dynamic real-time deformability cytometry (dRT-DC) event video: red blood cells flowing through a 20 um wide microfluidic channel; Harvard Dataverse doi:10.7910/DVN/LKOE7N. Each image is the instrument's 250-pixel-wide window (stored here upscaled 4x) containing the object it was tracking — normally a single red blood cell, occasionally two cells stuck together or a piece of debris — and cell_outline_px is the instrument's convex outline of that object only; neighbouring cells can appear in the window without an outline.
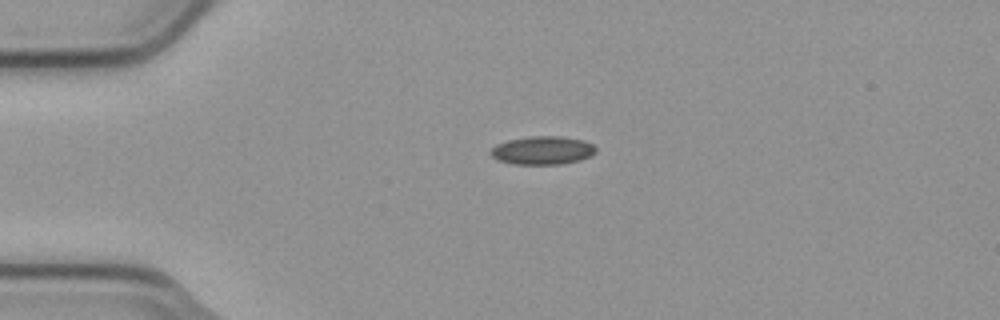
{"species": "common noctule bat (a hibernating species)", "species_latin": "Nyctalus noctula", "temperature_condition": "cold", "stored_images_in_passage": 8, "camera_frame_rate_fps": 3000, "um_per_image_px": 0.085, "animal": {"sex": "male", "body_mass_g": 23.1, "forearm_length_mm": 52.7}, "frame": {"image": 1, "passage_image": 3, "time_ms": 0.667, "image_size_px": [1000, 320], "cell_outline_px": [[596, 152], [592, 156], [580, 160], [560, 164], [512, 164], [500, 160], [492, 156], [492, 148], [496, 144], [508, 140], [528, 136], [560, 136], [580, 140], [592, 144], [596, 148]], "centroid_in_image_um": [46.13, 12.78], "position_along_channel_um": 38.9, "area_um2": 17.22}}
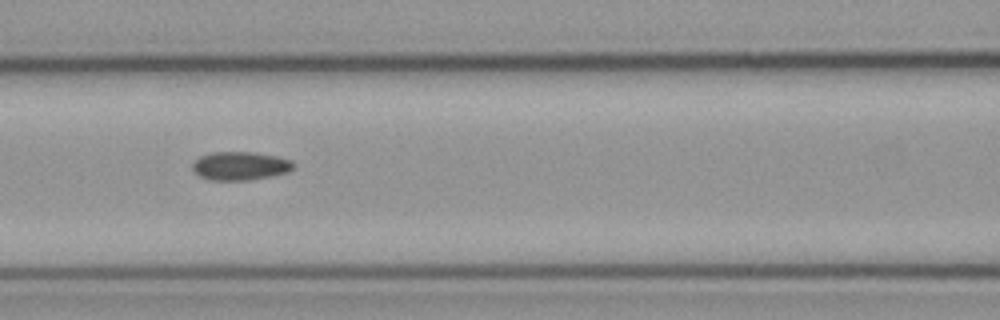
{"frame": {"image": 2, "passage_image": 6, "time_ms": 1.667, "image_size_px": [1000, 320], "cell_outline_px": [[296, 164], [288, 172], [272, 176], [248, 180], [212, 180], [200, 176], [192, 168], [192, 164], [200, 156], [212, 152], [252, 152], [276, 156], [292, 160]], "centroid_in_image_um": [20.44, 14.1], "position_along_channel_um": 146.2, "area_um2": 16.7}}
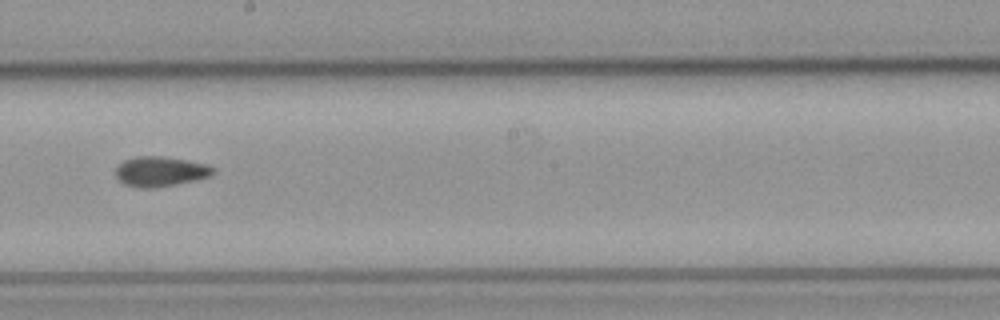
{"frame": {"image": 3, "passage_image": 8, "time_ms": 2.333, "image_size_px": [1000, 320], "cell_outline_px": [[216, 172], [208, 176], [176, 184], [152, 188], [140, 188], [124, 184], [116, 176], [116, 168], [124, 160], [136, 156], [160, 156], [208, 164], [216, 168]], "centroid_in_image_um": [13.63, 14.57], "position_along_channel_um": 234.6, "area_um2": 16.82}}